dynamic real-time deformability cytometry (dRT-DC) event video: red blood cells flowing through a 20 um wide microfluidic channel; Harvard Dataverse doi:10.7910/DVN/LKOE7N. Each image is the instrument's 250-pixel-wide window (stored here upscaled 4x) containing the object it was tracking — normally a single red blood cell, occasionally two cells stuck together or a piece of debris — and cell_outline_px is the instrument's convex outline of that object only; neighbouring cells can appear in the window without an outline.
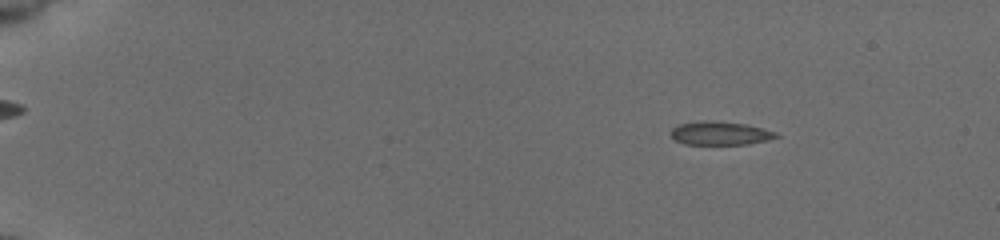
{"species": "common noctule bat (a hibernating species)", "species_latin": "Nyctalus noctula", "temperature_condition": "cold", "stored_images_in_passage": 54, "camera_frame_rate_fps": 3000, "um_per_image_px": 0.085, "animal": {"sex": "female", "body_mass_g": 19.5, "forearm_length_mm": 54.1}, "frame": {"image": 1, "passage_image": 8, "time_ms": 2.333, "image_size_px": [1000, 240], "cell_outline_px": [[780, 136], [768, 140], [748, 144], [684, 144], [676, 140], [668, 132], [672, 128], [680, 124], [700, 120], [712, 120], [748, 124], [764, 128], [776, 132]], "centroid_in_image_um": [61.22, 11.31], "position_along_channel_um": 23.8, "area_um2": 14.62}}
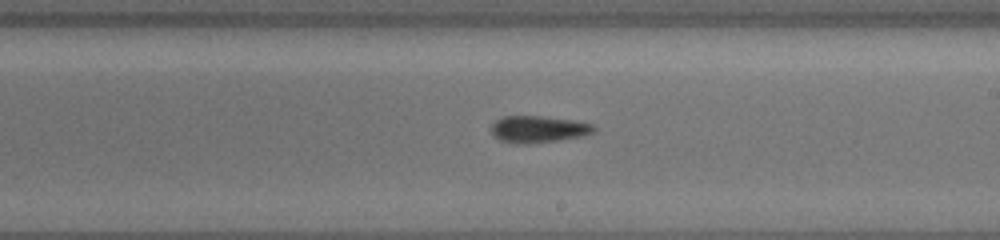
{"frame": {"image": 2, "passage_image": 34, "time_ms": 11.0, "image_size_px": [1000, 240], "cell_outline_px": [[596, 128], [592, 132], [580, 136], [560, 140], [524, 144], [516, 144], [500, 140], [492, 136], [492, 124], [496, 120], [504, 116], [540, 116], [572, 120], [592, 124]], "centroid_in_image_um": [45.71, 10.99], "position_along_channel_um": 243.3, "area_um2": 15.9}}
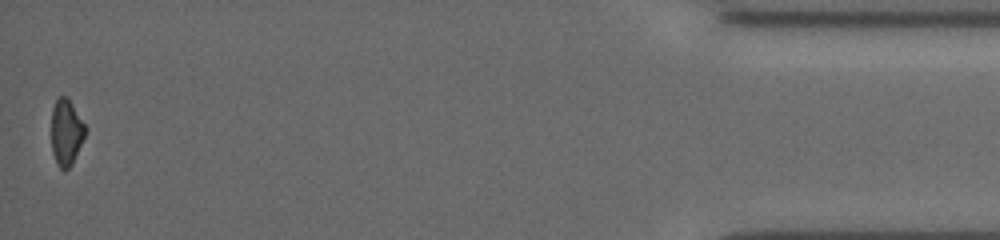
{"frame": {"image": 3, "passage_image": 54, "time_ms": 17.667, "image_size_px": [1000, 240], "cell_outline_px": [[88, 128], [72, 164], [64, 172], [56, 164], [52, 152], [52, 108], [56, 100], [60, 96], [68, 96]], "centroid_in_image_um": [5.64, 11.23], "position_along_channel_um": 429.6, "area_um2": 13.29}, "authors_computed_cell_mechanics": {"area_um2": 15.1436, "velocity_mm_per_s": 3.9017, "shape_relaxation_time_tau1_ms": 1.9207, "shape_relaxation_time_tau2_ms": 7.5696, "deformation_change_tau1": 0.1081, "deformation_change_tau2": 0.181}}